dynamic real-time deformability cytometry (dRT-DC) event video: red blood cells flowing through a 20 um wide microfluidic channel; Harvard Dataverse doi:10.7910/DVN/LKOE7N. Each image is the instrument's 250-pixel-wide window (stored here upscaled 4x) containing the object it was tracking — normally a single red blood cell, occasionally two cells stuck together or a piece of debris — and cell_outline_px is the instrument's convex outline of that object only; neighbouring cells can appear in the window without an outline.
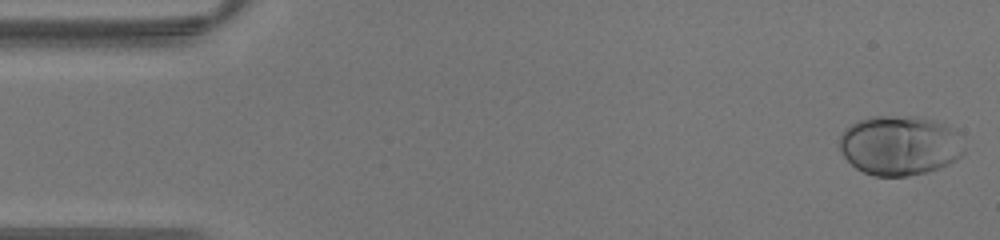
{"species": "human", "species_latin": "Homo sapiens", "temperature_condition": "warm", "stored_images_in_passage": 43, "camera_frame_rate_fps": 3000, "um_per_image_px": 0.085, "donor": {"sex": "male"}, "frame": {"image": 1, "passage_image": 1, "time_ms": 0.0, "image_size_px": [1000, 240], "cell_outline_px": [[964, 152], [956, 160], [940, 168], [928, 172], [908, 176], [872, 176], [856, 168], [844, 156], [840, 148], [840, 136], [844, 128], [856, 120], [872, 116], [920, 116], [956, 128], [964, 148]], "centroid_in_image_um": [76.48, 12.35], "position_along_channel_um": 8.5, "area_um2": 43.81}}
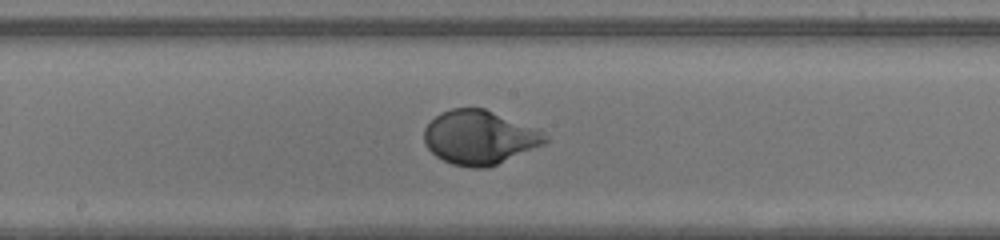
{"frame": {"image": 2, "passage_image": 22, "time_ms": 7.0, "image_size_px": [1000, 240], "cell_outline_px": [[548, 140], [544, 144], [488, 168], [472, 168], [452, 164], [436, 156], [428, 148], [424, 140], [424, 128], [440, 112], [452, 108], [484, 108], [540, 132], [548, 136]], "centroid_in_image_um": [40.7, 11.7], "position_along_channel_um": 207.5, "area_um2": 37.4}}
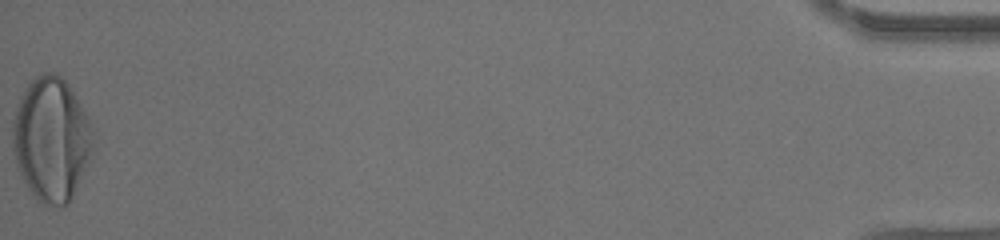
{"frame": {"image": 3, "passage_image": 43, "time_ms": 14.0, "image_size_px": [1000, 240], "cell_outline_px": [[92, 148], [72, 200], [68, 204], [60, 208], [44, 204], [28, 188], [16, 164], [12, 144], [12, 120], [20, 96], [24, 88], [36, 76], [44, 72], [56, 72], [64, 80], [72, 92], [84, 112], [92, 128]], "centroid_in_image_um": [4.32, 11.84], "position_along_channel_um": 430.9, "area_um2": 57.4}}